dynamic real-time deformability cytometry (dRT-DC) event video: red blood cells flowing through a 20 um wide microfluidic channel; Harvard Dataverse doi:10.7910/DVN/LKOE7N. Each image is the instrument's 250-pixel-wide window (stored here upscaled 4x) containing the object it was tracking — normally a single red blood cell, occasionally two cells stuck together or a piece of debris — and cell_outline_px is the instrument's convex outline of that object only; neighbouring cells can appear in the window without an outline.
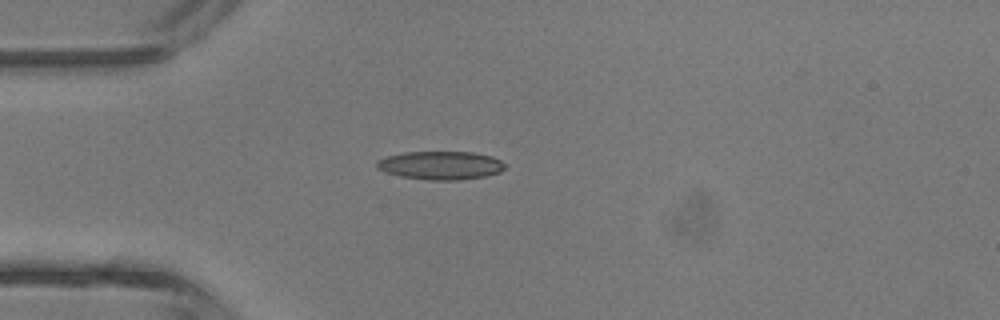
{"species": "common noctule bat (a hibernating species)", "species_latin": "Nyctalus noctula", "temperature_condition": "room temperature", "stored_images_in_passage": 4, "camera_frame_rate_fps": 3000, "um_per_image_px": 0.085, "animal": {"sex": "male", "body_mass_g": 13.3}, "frame": {"image": 1, "passage_image": 4, "time_ms": 3.333, "image_size_px": [1000, 320], "cell_outline_px": [[504, 168], [500, 172], [484, 176], [460, 180], [428, 180], [400, 176], [384, 172], [376, 168], [376, 160], [388, 156], [404, 152], [472, 152], [492, 156], [500, 160], [504, 164]], "centroid_in_image_um": [37.42, 14.05], "position_along_channel_um": 47.6, "area_um2": 21.21}}